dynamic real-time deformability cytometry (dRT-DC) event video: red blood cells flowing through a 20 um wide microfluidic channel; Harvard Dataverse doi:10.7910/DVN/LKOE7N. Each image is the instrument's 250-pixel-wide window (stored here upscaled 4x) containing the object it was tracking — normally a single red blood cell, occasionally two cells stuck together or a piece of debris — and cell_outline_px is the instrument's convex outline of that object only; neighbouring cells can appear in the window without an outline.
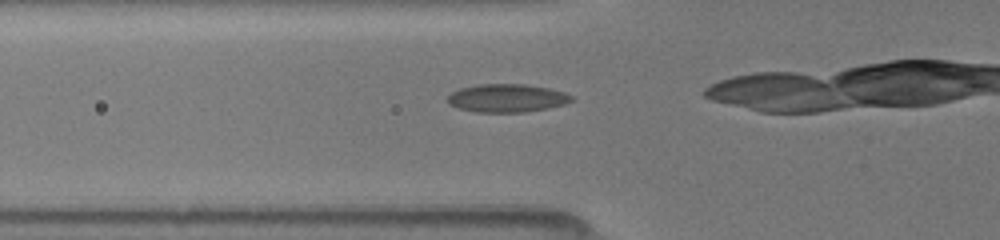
{"species": "common noctule bat (a hibernating species)", "species_latin": "Nyctalus noctula", "temperature_condition": "room temperature", "stored_images_in_passage": 33, "camera_frame_rate_fps": 3000, "um_per_image_px": 0.085, "animal": {"sex": "female", "body_mass_g": 19.5, "forearm_length_mm": 54.1}, "frame": {"image": 1, "passage_image": 29, "time_ms": 4.0, "image_size_px": [1000, 240], "cell_outline_px": [[572, 100], [564, 104], [548, 108], [524, 112], [476, 112], [456, 108], [448, 104], [444, 100], [452, 92], [460, 88], [476, 84], [524, 84], [548, 88], [564, 92], [572, 96]], "centroid_in_image_um": [43.02, 8.34], "position_along_channel_um": 82.8, "area_um2": 20.46}}